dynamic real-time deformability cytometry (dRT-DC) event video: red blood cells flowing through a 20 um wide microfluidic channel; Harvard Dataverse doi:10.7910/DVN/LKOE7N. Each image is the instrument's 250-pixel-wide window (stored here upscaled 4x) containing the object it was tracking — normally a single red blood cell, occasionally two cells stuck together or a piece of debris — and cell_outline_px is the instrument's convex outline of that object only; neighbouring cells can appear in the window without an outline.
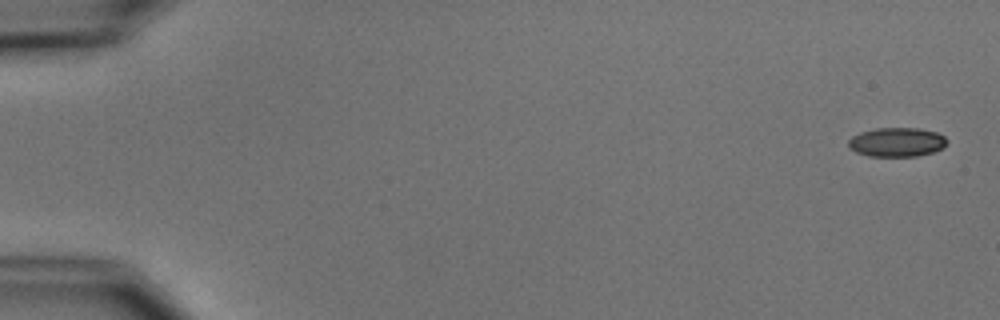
{"species": "common noctule bat (a hibernating species)", "species_latin": "Nyctalus noctula", "temperature_condition": "cold", "stored_images_in_passage": 6, "camera_frame_rate_fps": 3000, "um_per_image_px": 0.085, "animal": {"sex": "male", "body_mass_g": 15.6}, "frame": {"image": 1, "passage_image": 1, "time_ms": 0.0, "image_size_px": [1000, 320], "cell_outline_px": [[948, 140], [944, 148], [932, 152], [916, 156], [868, 156], [856, 152], [848, 148], [848, 140], [852, 136], [860, 132], [876, 128], [920, 128], [936, 132], [944, 136]], "centroid_in_image_um": [76.22, 12.08], "position_along_channel_um": 8.8, "area_um2": 16.88}}